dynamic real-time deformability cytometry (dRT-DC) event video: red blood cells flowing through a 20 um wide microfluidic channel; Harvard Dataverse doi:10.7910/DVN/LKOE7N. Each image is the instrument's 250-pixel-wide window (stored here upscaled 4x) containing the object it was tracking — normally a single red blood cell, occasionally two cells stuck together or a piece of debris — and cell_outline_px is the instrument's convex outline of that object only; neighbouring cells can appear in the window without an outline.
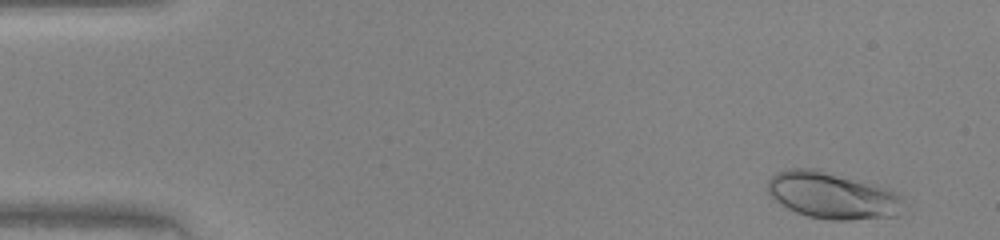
{"species": "human", "species_latin": "Homo sapiens", "temperature_condition": "warm", "stored_images_in_passage": 46, "camera_frame_rate_fps": 3000, "um_per_image_px": 0.085, "donor": {"sex": "female"}, "frame": {"image": 1, "passage_image": 2, "time_ms": 0.333, "image_size_px": [1000, 240], "cell_outline_px": [[900, 216], [848, 220], [832, 220], [808, 216], [796, 212], [788, 208], [776, 200], [768, 192], [768, 180], [776, 172], [788, 168], [820, 168], [876, 184], [900, 192]], "centroid_in_image_um": [70.76, 16.58], "position_along_channel_um": 14.2, "area_um2": 37.28}}
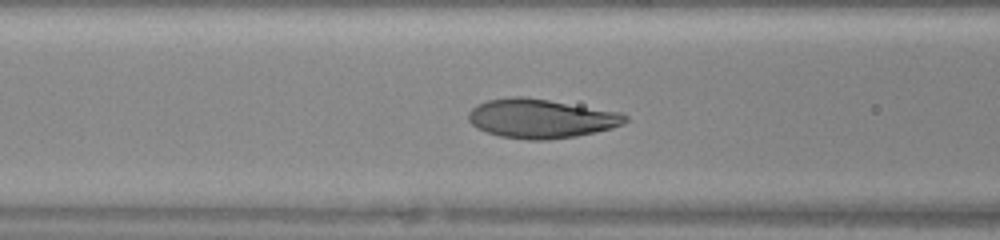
{"frame": {"image": 2, "passage_image": 18, "time_ms": 5.667, "image_size_px": [1000, 240], "cell_outline_px": [[628, 120], [624, 124], [612, 128], [596, 132], [576, 136], [548, 140], [528, 140], [500, 136], [476, 128], [468, 120], [468, 112], [476, 104], [488, 100], [512, 96], [524, 96], [624, 112], [628, 116]], "centroid_in_image_um": [46.01, 10.07], "position_along_channel_um": 120.6, "area_um2": 36.13}}
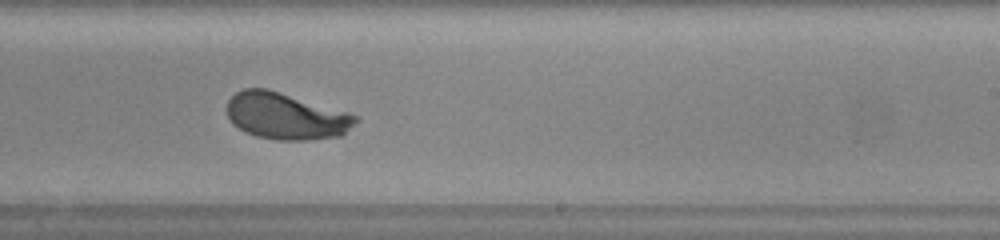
{"frame": {"image": 3, "passage_image": 28, "time_ms": 9.0, "image_size_px": [1000, 240], "cell_outline_px": [[360, 120], [340, 136], [308, 140], [276, 140], [256, 136], [232, 124], [228, 116], [228, 100], [236, 92], [244, 88], [268, 88], [348, 112], [360, 116]], "centroid_in_image_um": [24.33, 9.86], "position_along_channel_um": 264.7, "area_um2": 35.03}}